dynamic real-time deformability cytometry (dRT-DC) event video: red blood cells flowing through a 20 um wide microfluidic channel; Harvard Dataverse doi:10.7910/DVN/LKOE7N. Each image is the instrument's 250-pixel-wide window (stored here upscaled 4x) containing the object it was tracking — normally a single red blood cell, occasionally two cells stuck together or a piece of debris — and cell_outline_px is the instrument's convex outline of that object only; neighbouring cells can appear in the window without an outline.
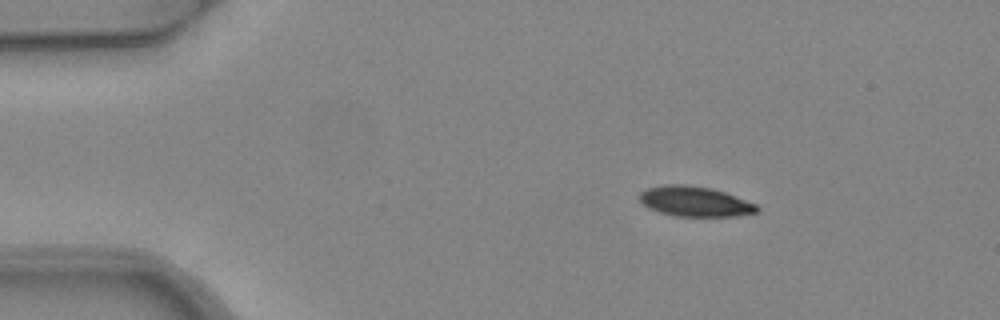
{"species": "common noctule bat (a hibernating species)", "species_latin": "Nyctalus noctula", "temperature_condition": "warm", "stored_images_in_passage": 3, "camera_frame_rate_fps": 3000, "um_per_image_px": 0.085, "animal": {"sex": "female", "body_mass_g": 24.6, "forearm_length_mm": 56.2}, "frame": {"image": 1, "passage_image": 1, "time_ms": 0.0, "image_size_px": [1000, 320], "cell_outline_px": [[760, 208], [756, 212], [736, 216], [676, 216], [660, 212], [648, 208], [640, 200], [640, 192], [648, 188], [664, 184], [684, 184], [712, 188], [724, 192], [756, 204]], "centroid_in_image_um": [59.05, 17.12], "position_along_channel_um": 25.9, "area_um2": 20.46}}